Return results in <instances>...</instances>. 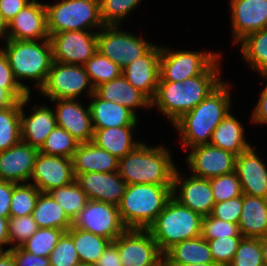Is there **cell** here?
I'll return each instance as SVG.
<instances>
[{
	"label": "cell",
	"mask_w": 267,
	"mask_h": 266,
	"mask_svg": "<svg viewBox=\"0 0 267 266\" xmlns=\"http://www.w3.org/2000/svg\"><path fill=\"white\" fill-rule=\"evenodd\" d=\"M79 142L66 130L57 126L47 136L39 152L45 155L72 159Z\"/></svg>",
	"instance_id": "8d00e7d4"
},
{
	"label": "cell",
	"mask_w": 267,
	"mask_h": 266,
	"mask_svg": "<svg viewBox=\"0 0 267 266\" xmlns=\"http://www.w3.org/2000/svg\"><path fill=\"white\" fill-rule=\"evenodd\" d=\"M48 193L71 220H74L88 201L86 193L76 181L64 187L55 188Z\"/></svg>",
	"instance_id": "d590c367"
},
{
	"label": "cell",
	"mask_w": 267,
	"mask_h": 266,
	"mask_svg": "<svg viewBox=\"0 0 267 266\" xmlns=\"http://www.w3.org/2000/svg\"><path fill=\"white\" fill-rule=\"evenodd\" d=\"M8 37L13 40L49 39L44 3L32 0L9 23Z\"/></svg>",
	"instance_id": "7402d4cb"
},
{
	"label": "cell",
	"mask_w": 267,
	"mask_h": 266,
	"mask_svg": "<svg viewBox=\"0 0 267 266\" xmlns=\"http://www.w3.org/2000/svg\"><path fill=\"white\" fill-rule=\"evenodd\" d=\"M178 171L176 167L173 175L172 197L202 217L210 215L215 201L209 179L193 175L185 178L184 174L181 175Z\"/></svg>",
	"instance_id": "5bb4252c"
},
{
	"label": "cell",
	"mask_w": 267,
	"mask_h": 266,
	"mask_svg": "<svg viewBox=\"0 0 267 266\" xmlns=\"http://www.w3.org/2000/svg\"><path fill=\"white\" fill-rule=\"evenodd\" d=\"M263 162L252 146L236 156L235 172L243 194L267 199V166Z\"/></svg>",
	"instance_id": "cb8c5ba5"
},
{
	"label": "cell",
	"mask_w": 267,
	"mask_h": 266,
	"mask_svg": "<svg viewBox=\"0 0 267 266\" xmlns=\"http://www.w3.org/2000/svg\"><path fill=\"white\" fill-rule=\"evenodd\" d=\"M100 14L105 25H119L134 11L141 0H99Z\"/></svg>",
	"instance_id": "60d3db41"
},
{
	"label": "cell",
	"mask_w": 267,
	"mask_h": 266,
	"mask_svg": "<svg viewBox=\"0 0 267 266\" xmlns=\"http://www.w3.org/2000/svg\"><path fill=\"white\" fill-rule=\"evenodd\" d=\"M161 46L159 81H184L203 74L220 56L215 52L172 51Z\"/></svg>",
	"instance_id": "30bf717a"
},
{
	"label": "cell",
	"mask_w": 267,
	"mask_h": 266,
	"mask_svg": "<svg viewBox=\"0 0 267 266\" xmlns=\"http://www.w3.org/2000/svg\"><path fill=\"white\" fill-rule=\"evenodd\" d=\"M97 35V51L121 69L143 56L154 44L119 29V25H105Z\"/></svg>",
	"instance_id": "ba28073f"
},
{
	"label": "cell",
	"mask_w": 267,
	"mask_h": 266,
	"mask_svg": "<svg viewBox=\"0 0 267 266\" xmlns=\"http://www.w3.org/2000/svg\"><path fill=\"white\" fill-rule=\"evenodd\" d=\"M209 181L215 203L243 195L241 182L235 171L210 178Z\"/></svg>",
	"instance_id": "7bdbcfd3"
},
{
	"label": "cell",
	"mask_w": 267,
	"mask_h": 266,
	"mask_svg": "<svg viewBox=\"0 0 267 266\" xmlns=\"http://www.w3.org/2000/svg\"><path fill=\"white\" fill-rule=\"evenodd\" d=\"M238 226L243 237L260 238L266 236L267 199L243 194Z\"/></svg>",
	"instance_id": "83f0119b"
},
{
	"label": "cell",
	"mask_w": 267,
	"mask_h": 266,
	"mask_svg": "<svg viewBox=\"0 0 267 266\" xmlns=\"http://www.w3.org/2000/svg\"><path fill=\"white\" fill-rule=\"evenodd\" d=\"M163 256L165 263H214L209 244L202 236L173 245Z\"/></svg>",
	"instance_id": "4dcf8cb0"
},
{
	"label": "cell",
	"mask_w": 267,
	"mask_h": 266,
	"mask_svg": "<svg viewBox=\"0 0 267 266\" xmlns=\"http://www.w3.org/2000/svg\"><path fill=\"white\" fill-rule=\"evenodd\" d=\"M159 266H166L165 262L163 261Z\"/></svg>",
	"instance_id": "03108f58"
},
{
	"label": "cell",
	"mask_w": 267,
	"mask_h": 266,
	"mask_svg": "<svg viewBox=\"0 0 267 266\" xmlns=\"http://www.w3.org/2000/svg\"><path fill=\"white\" fill-rule=\"evenodd\" d=\"M2 37H4L5 42L9 39V37H8V23L4 20L3 16L1 15V12H0V39Z\"/></svg>",
	"instance_id": "91938a15"
},
{
	"label": "cell",
	"mask_w": 267,
	"mask_h": 266,
	"mask_svg": "<svg viewBox=\"0 0 267 266\" xmlns=\"http://www.w3.org/2000/svg\"><path fill=\"white\" fill-rule=\"evenodd\" d=\"M75 266H94L93 264H87V263H84V262H79L77 265Z\"/></svg>",
	"instance_id": "be15d7a7"
},
{
	"label": "cell",
	"mask_w": 267,
	"mask_h": 266,
	"mask_svg": "<svg viewBox=\"0 0 267 266\" xmlns=\"http://www.w3.org/2000/svg\"><path fill=\"white\" fill-rule=\"evenodd\" d=\"M11 255L15 266H51L49 257L36 256L21 247L6 249Z\"/></svg>",
	"instance_id": "681fc988"
},
{
	"label": "cell",
	"mask_w": 267,
	"mask_h": 266,
	"mask_svg": "<svg viewBox=\"0 0 267 266\" xmlns=\"http://www.w3.org/2000/svg\"><path fill=\"white\" fill-rule=\"evenodd\" d=\"M72 159L38 153L29 182L40 192L48 193L75 181Z\"/></svg>",
	"instance_id": "2e32d148"
},
{
	"label": "cell",
	"mask_w": 267,
	"mask_h": 266,
	"mask_svg": "<svg viewBox=\"0 0 267 266\" xmlns=\"http://www.w3.org/2000/svg\"><path fill=\"white\" fill-rule=\"evenodd\" d=\"M119 159L93 142L79 143L72 157L75 177L89 172H116Z\"/></svg>",
	"instance_id": "d4e9b609"
},
{
	"label": "cell",
	"mask_w": 267,
	"mask_h": 266,
	"mask_svg": "<svg viewBox=\"0 0 267 266\" xmlns=\"http://www.w3.org/2000/svg\"><path fill=\"white\" fill-rule=\"evenodd\" d=\"M21 101L0 109V151H5L21 140Z\"/></svg>",
	"instance_id": "e575fe53"
},
{
	"label": "cell",
	"mask_w": 267,
	"mask_h": 266,
	"mask_svg": "<svg viewBox=\"0 0 267 266\" xmlns=\"http://www.w3.org/2000/svg\"><path fill=\"white\" fill-rule=\"evenodd\" d=\"M161 46L153 45L143 56L122 69L126 80L150 101L157 92L160 78Z\"/></svg>",
	"instance_id": "e0dca14e"
},
{
	"label": "cell",
	"mask_w": 267,
	"mask_h": 266,
	"mask_svg": "<svg viewBox=\"0 0 267 266\" xmlns=\"http://www.w3.org/2000/svg\"><path fill=\"white\" fill-rule=\"evenodd\" d=\"M190 149L186 160L193 176L210 179L235 171L236 155L229 151L211 144L197 145Z\"/></svg>",
	"instance_id": "9a60e30c"
},
{
	"label": "cell",
	"mask_w": 267,
	"mask_h": 266,
	"mask_svg": "<svg viewBox=\"0 0 267 266\" xmlns=\"http://www.w3.org/2000/svg\"><path fill=\"white\" fill-rule=\"evenodd\" d=\"M242 239L243 236H231L218 237L214 240L207 241L214 263L219 266H228L235 256V252Z\"/></svg>",
	"instance_id": "f6af8a7d"
},
{
	"label": "cell",
	"mask_w": 267,
	"mask_h": 266,
	"mask_svg": "<svg viewBox=\"0 0 267 266\" xmlns=\"http://www.w3.org/2000/svg\"><path fill=\"white\" fill-rule=\"evenodd\" d=\"M39 149L20 140L5 151H0V180L16 184L29 183Z\"/></svg>",
	"instance_id": "ffe728a7"
},
{
	"label": "cell",
	"mask_w": 267,
	"mask_h": 266,
	"mask_svg": "<svg viewBox=\"0 0 267 266\" xmlns=\"http://www.w3.org/2000/svg\"><path fill=\"white\" fill-rule=\"evenodd\" d=\"M172 197V186L130 184L118 204L124 225L128 229H148Z\"/></svg>",
	"instance_id": "5b68a950"
},
{
	"label": "cell",
	"mask_w": 267,
	"mask_h": 266,
	"mask_svg": "<svg viewBox=\"0 0 267 266\" xmlns=\"http://www.w3.org/2000/svg\"><path fill=\"white\" fill-rule=\"evenodd\" d=\"M32 0H0V12L9 23Z\"/></svg>",
	"instance_id": "f5cc1de1"
},
{
	"label": "cell",
	"mask_w": 267,
	"mask_h": 266,
	"mask_svg": "<svg viewBox=\"0 0 267 266\" xmlns=\"http://www.w3.org/2000/svg\"><path fill=\"white\" fill-rule=\"evenodd\" d=\"M94 93L103 100L120 104L136 115V108H152L151 101L134 88L121 74L119 77L94 88Z\"/></svg>",
	"instance_id": "4316f807"
},
{
	"label": "cell",
	"mask_w": 267,
	"mask_h": 266,
	"mask_svg": "<svg viewBox=\"0 0 267 266\" xmlns=\"http://www.w3.org/2000/svg\"><path fill=\"white\" fill-rule=\"evenodd\" d=\"M228 266H263L260 239L243 237Z\"/></svg>",
	"instance_id": "b9f144b4"
},
{
	"label": "cell",
	"mask_w": 267,
	"mask_h": 266,
	"mask_svg": "<svg viewBox=\"0 0 267 266\" xmlns=\"http://www.w3.org/2000/svg\"><path fill=\"white\" fill-rule=\"evenodd\" d=\"M85 90L89 97L94 93L84 66L53 61L39 94L50 100L78 99Z\"/></svg>",
	"instance_id": "9c48e42d"
},
{
	"label": "cell",
	"mask_w": 267,
	"mask_h": 266,
	"mask_svg": "<svg viewBox=\"0 0 267 266\" xmlns=\"http://www.w3.org/2000/svg\"><path fill=\"white\" fill-rule=\"evenodd\" d=\"M16 183L0 180V217L10 218V205Z\"/></svg>",
	"instance_id": "816d5d0a"
},
{
	"label": "cell",
	"mask_w": 267,
	"mask_h": 266,
	"mask_svg": "<svg viewBox=\"0 0 267 266\" xmlns=\"http://www.w3.org/2000/svg\"><path fill=\"white\" fill-rule=\"evenodd\" d=\"M0 266H15L12 255L6 250L0 255Z\"/></svg>",
	"instance_id": "680465c9"
},
{
	"label": "cell",
	"mask_w": 267,
	"mask_h": 266,
	"mask_svg": "<svg viewBox=\"0 0 267 266\" xmlns=\"http://www.w3.org/2000/svg\"><path fill=\"white\" fill-rule=\"evenodd\" d=\"M67 233L73 238V243L78 252L80 262L87 264L94 265L112 242L107 238L82 229L74 228L73 226Z\"/></svg>",
	"instance_id": "d6a6232c"
},
{
	"label": "cell",
	"mask_w": 267,
	"mask_h": 266,
	"mask_svg": "<svg viewBox=\"0 0 267 266\" xmlns=\"http://www.w3.org/2000/svg\"><path fill=\"white\" fill-rule=\"evenodd\" d=\"M91 118L94 129L138 126V118L128 108L99 98L95 93L89 97Z\"/></svg>",
	"instance_id": "484cf974"
},
{
	"label": "cell",
	"mask_w": 267,
	"mask_h": 266,
	"mask_svg": "<svg viewBox=\"0 0 267 266\" xmlns=\"http://www.w3.org/2000/svg\"><path fill=\"white\" fill-rule=\"evenodd\" d=\"M166 266H219L216 263H202V264H192V263H165Z\"/></svg>",
	"instance_id": "6125c7cd"
},
{
	"label": "cell",
	"mask_w": 267,
	"mask_h": 266,
	"mask_svg": "<svg viewBox=\"0 0 267 266\" xmlns=\"http://www.w3.org/2000/svg\"><path fill=\"white\" fill-rule=\"evenodd\" d=\"M64 233V230L56 228H38L20 247L36 256L49 257Z\"/></svg>",
	"instance_id": "f35d334b"
},
{
	"label": "cell",
	"mask_w": 267,
	"mask_h": 266,
	"mask_svg": "<svg viewBox=\"0 0 267 266\" xmlns=\"http://www.w3.org/2000/svg\"><path fill=\"white\" fill-rule=\"evenodd\" d=\"M29 93L21 85H0V109L13 106Z\"/></svg>",
	"instance_id": "f907efd6"
},
{
	"label": "cell",
	"mask_w": 267,
	"mask_h": 266,
	"mask_svg": "<svg viewBox=\"0 0 267 266\" xmlns=\"http://www.w3.org/2000/svg\"><path fill=\"white\" fill-rule=\"evenodd\" d=\"M242 211V195L226 201L217 202L214 204L211 216L238 224Z\"/></svg>",
	"instance_id": "c3c4849f"
},
{
	"label": "cell",
	"mask_w": 267,
	"mask_h": 266,
	"mask_svg": "<svg viewBox=\"0 0 267 266\" xmlns=\"http://www.w3.org/2000/svg\"><path fill=\"white\" fill-rule=\"evenodd\" d=\"M75 181L86 193L88 200L118 206L126 189V182L116 172H89L78 174Z\"/></svg>",
	"instance_id": "44dd1931"
},
{
	"label": "cell",
	"mask_w": 267,
	"mask_h": 266,
	"mask_svg": "<svg viewBox=\"0 0 267 266\" xmlns=\"http://www.w3.org/2000/svg\"><path fill=\"white\" fill-rule=\"evenodd\" d=\"M244 129L242 123L228 112L214 129L210 144L238 156L251 146L245 139Z\"/></svg>",
	"instance_id": "f546056e"
},
{
	"label": "cell",
	"mask_w": 267,
	"mask_h": 266,
	"mask_svg": "<svg viewBox=\"0 0 267 266\" xmlns=\"http://www.w3.org/2000/svg\"><path fill=\"white\" fill-rule=\"evenodd\" d=\"M230 85L224 80L195 108L173 123L172 126L180 133V141L185 150L210 144L214 129L231 110Z\"/></svg>",
	"instance_id": "7a4b0ae2"
},
{
	"label": "cell",
	"mask_w": 267,
	"mask_h": 266,
	"mask_svg": "<svg viewBox=\"0 0 267 266\" xmlns=\"http://www.w3.org/2000/svg\"><path fill=\"white\" fill-rule=\"evenodd\" d=\"M0 85H20L13 75L9 61L0 49Z\"/></svg>",
	"instance_id": "9f6ffc18"
},
{
	"label": "cell",
	"mask_w": 267,
	"mask_h": 266,
	"mask_svg": "<svg viewBox=\"0 0 267 266\" xmlns=\"http://www.w3.org/2000/svg\"><path fill=\"white\" fill-rule=\"evenodd\" d=\"M262 78L265 77L267 79V73L261 74ZM251 121L255 124H266L267 125V85L262 90L260 94V98L258 100L257 105L252 112Z\"/></svg>",
	"instance_id": "db71d44e"
},
{
	"label": "cell",
	"mask_w": 267,
	"mask_h": 266,
	"mask_svg": "<svg viewBox=\"0 0 267 266\" xmlns=\"http://www.w3.org/2000/svg\"><path fill=\"white\" fill-rule=\"evenodd\" d=\"M54 109L57 126L71 134L79 143L92 142L94 127L89 104L84 108L77 99H56Z\"/></svg>",
	"instance_id": "ac0fdd59"
},
{
	"label": "cell",
	"mask_w": 267,
	"mask_h": 266,
	"mask_svg": "<svg viewBox=\"0 0 267 266\" xmlns=\"http://www.w3.org/2000/svg\"><path fill=\"white\" fill-rule=\"evenodd\" d=\"M164 145L147 146L144 142L119 159L118 174L130 184L172 186L176 165Z\"/></svg>",
	"instance_id": "3957f363"
},
{
	"label": "cell",
	"mask_w": 267,
	"mask_h": 266,
	"mask_svg": "<svg viewBox=\"0 0 267 266\" xmlns=\"http://www.w3.org/2000/svg\"><path fill=\"white\" fill-rule=\"evenodd\" d=\"M72 226L112 242L128 229L121 219L118 206L94 200L87 201L86 206L72 220Z\"/></svg>",
	"instance_id": "7c38bea8"
},
{
	"label": "cell",
	"mask_w": 267,
	"mask_h": 266,
	"mask_svg": "<svg viewBox=\"0 0 267 266\" xmlns=\"http://www.w3.org/2000/svg\"><path fill=\"white\" fill-rule=\"evenodd\" d=\"M201 236L207 241L218 237L243 236L238 224L230 223L211 215L202 218Z\"/></svg>",
	"instance_id": "bcb514c9"
},
{
	"label": "cell",
	"mask_w": 267,
	"mask_h": 266,
	"mask_svg": "<svg viewBox=\"0 0 267 266\" xmlns=\"http://www.w3.org/2000/svg\"><path fill=\"white\" fill-rule=\"evenodd\" d=\"M94 266H122L117 247L111 242Z\"/></svg>",
	"instance_id": "11a10c76"
},
{
	"label": "cell",
	"mask_w": 267,
	"mask_h": 266,
	"mask_svg": "<svg viewBox=\"0 0 267 266\" xmlns=\"http://www.w3.org/2000/svg\"><path fill=\"white\" fill-rule=\"evenodd\" d=\"M40 193V190L30 183L17 184L10 202V217L32 214Z\"/></svg>",
	"instance_id": "ab89813d"
},
{
	"label": "cell",
	"mask_w": 267,
	"mask_h": 266,
	"mask_svg": "<svg viewBox=\"0 0 267 266\" xmlns=\"http://www.w3.org/2000/svg\"><path fill=\"white\" fill-rule=\"evenodd\" d=\"M97 32L64 31L49 35L53 61L84 66L97 51Z\"/></svg>",
	"instance_id": "4fadbf2b"
},
{
	"label": "cell",
	"mask_w": 267,
	"mask_h": 266,
	"mask_svg": "<svg viewBox=\"0 0 267 266\" xmlns=\"http://www.w3.org/2000/svg\"><path fill=\"white\" fill-rule=\"evenodd\" d=\"M45 7L49 35L64 31H99L105 26L99 0H59Z\"/></svg>",
	"instance_id": "52a82bcc"
},
{
	"label": "cell",
	"mask_w": 267,
	"mask_h": 266,
	"mask_svg": "<svg viewBox=\"0 0 267 266\" xmlns=\"http://www.w3.org/2000/svg\"><path fill=\"white\" fill-rule=\"evenodd\" d=\"M51 266H75L80 260L73 238L65 232L49 255Z\"/></svg>",
	"instance_id": "7dc6e473"
},
{
	"label": "cell",
	"mask_w": 267,
	"mask_h": 266,
	"mask_svg": "<svg viewBox=\"0 0 267 266\" xmlns=\"http://www.w3.org/2000/svg\"><path fill=\"white\" fill-rule=\"evenodd\" d=\"M122 266H159L163 253L147 229H127L112 242Z\"/></svg>",
	"instance_id": "8fae6325"
},
{
	"label": "cell",
	"mask_w": 267,
	"mask_h": 266,
	"mask_svg": "<svg viewBox=\"0 0 267 266\" xmlns=\"http://www.w3.org/2000/svg\"><path fill=\"white\" fill-rule=\"evenodd\" d=\"M30 96L29 94L21 100V140L32 147L40 149L57 123L54 110L47 107L46 104L35 105L32 113H30L31 115H26L23 108L30 102Z\"/></svg>",
	"instance_id": "603a6c76"
},
{
	"label": "cell",
	"mask_w": 267,
	"mask_h": 266,
	"mask_svg": "<svg viewBox=\"0 0 267 266\" xmlns=\"http://www.w3.org/2000/svg\"><path fill=\"white\" fill-rule=\"evenodd\" d=\"M259 239L262 248L263 266H267V235Z\"/></svg>",
	"instance_id": "94428289"
},
{
	"label": "cell",
	"mask_w": 267,
	"mask_h": 266,
	"mask_svg": "<svg viewBox=\"0 0 267 266\" xmlns=\"http://www.w3.org/2000/svg\"><path fill=\"white\" fill-rule=\"evenodd\" d=\"M219 57L203 74L184 81H159L157 92L151 101L173 124L184 113L191 111L214 91L223 80L220 78Z\"/></svg>",
	"instance_id": "6da1fadb"
},
{
	"label": "cell",
	"mask_w": 267,
	"mask_h": 266,
	"mask_svg": "<svg viewBox=\"0 0 267 266\" xmlns=\"http://www.w3.org/2000/svg\"><path fill=\"white\" fill-rule=\"evenodd\" d=\"M38 228H56L67 232L72 220L49 193L41 192L32 212Z\"/></svg>",
	"instance_id": "1f68e13d"
},
{
	"label": "cell",
	"mask_w": 267,
	"mask_h": 266,
	"mask_svg": "<svg viewBox=\"0 0 267 266\" xmlns=\"http://www.w3.org/2000/svg\"><path fill=\"white\" fill-rule=\"evenodd\" d=\"M93 87L107 83L122 74V69L98 51L84 65Z\"/></svg>",
	"instance_id": "74e56055"
},
{
	"label": "cell",
	"mask_w": 267,
	"mask_h": 266,
	"mask_svg": "<svg viewBox=\"0 0 267 266\" xmlns=\"http://www.w3.org/2000/svg\"><path fill=\"white\" fill-rule=\"evenodd\" d=\"M134 129L136 126L94 129L92 142L120 159L142 143L133 140Z\"/></svg>",
	"instance_id": "f1b7e54d"
},
{
	"label": "cell",
	"mask_w": 267,
	"mask_h": 266,
	"mask_svg": "<svg viewBox=\"0 0 267 266\" xmlns=\"http://www.w3.org/2000/svg\"><path fill=\"white\" fill-rule=\"evenodd\" d=\"M38 230L37 223L32 214L20 217H10L8 222L9 244L20 247Z\"/></svg>",
	"instance_id": "ee69618b"
},
{
	"label": "cell",
	"mask_w": 267,
	"mask_h": 266,
	"mask_svg": "<svg viewBox=\"0 0 267 266\" xmlns=\"http://www.w3.org/2000/svg\"><path fill=\"white\" fill-rule=\"evenodd\" d=\"M241 54L251 70L267 73V28L250 33L238 42Z\"/></svg>",
	"instance_id": "836d02e7"
},
{
	"label": "cell",
	"mask_w": 267,
	"mask_h": 266,
	"mask_svg": "<svg viewBox=\"0 0 267 266\" xmlns=\"http://www.w3.org/2000/svg\"><path fill=\"white\" fill-rule=\"evenodd\" d=\"M4 47L0 49L6 55L17 82L31 94L29 86L22 84L20 80H33L39 91L44 85L53 63L50 40L8 39Z\"/></svg>",
	"instance_id": "277c9868"
},
{
	"label": "cell",
	"mask_w": 267,
	"mask_h": 266,
	"mask_svg": "<svg viewBox=\"0 0 267 266\" xmlns=\"http://www.w3.org/2000/svg\"><path fill=\"white\" fill-rule=\"evenodd\" d=\"M4 252L3 247L0 246V255Z\"/></svg>",
	"instance_id": "e7e4bbea"
},
{
	"label": "cell",
	"mask_w": 267,
	"mask_h": 266,
	"mask_svg": "<svg viewBox=\"0 0 267 266\" xmlns=\"http://www.w3.org/2000/svg\"><path fill=\"white\" fill-rule=\"evenodd\" d=\"M8 218L0 217V246L9 245Z\"/></svg>",
	"instance_id": "6f0895ef"
},
{
	"label": "cell",
	"mask_w": 267,
	"mask_h": 266,
	"mask_svg": "<svg viewBox=\"0 0 267 266\" xmlns=\"http://www.w3.org/2000/svg\"><path fill=\"white\" fill-rule=\"evenodd\" d=\"M233 44L250 33L267 28V0H230Z\"/></svg>",
	"instance_id": "d6986e66"
},
{
	"label": "cell",
	"mask_w": 267,
	"mask_h": 266,
	"mask_svg": "<svg viewBox=\"0 0 267 266\" xmlns=\"http://www.w3.org/2000/svg\"><path fill=\"white\" fill-rule=\"evenodd\" d=\"M202 218L171 197L147 230L164 254L179 242L201 236Z\"/></svg>",
	"instance_id": "8992f818"
}]
</instances>
